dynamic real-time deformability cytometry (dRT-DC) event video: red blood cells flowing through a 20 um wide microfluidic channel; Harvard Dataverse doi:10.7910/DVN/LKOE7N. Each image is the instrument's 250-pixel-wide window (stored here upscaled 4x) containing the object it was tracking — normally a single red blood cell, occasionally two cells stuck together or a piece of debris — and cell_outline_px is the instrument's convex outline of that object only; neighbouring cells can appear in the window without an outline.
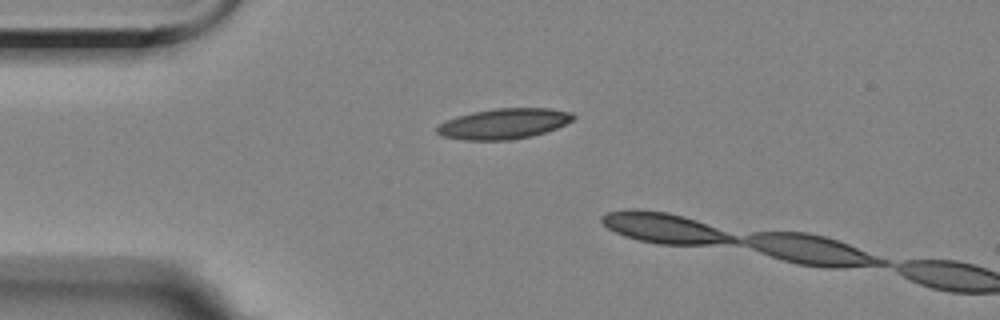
{"species": "Egyptian fruit bat (a non-hibernating species)", "species_latin": "Rousettus aegyptiacus", "temperature_condition": "room temperature", "stored_images_in_passage": 2, "camera_frame_rate_fps": 3000, "um_per_image_px": 0.085, "animal": {"sex": "female"}, "frame": {"image": 1, "passage_image": 1, "time_ms": 0.0, "image_size_px": [1000, 320], "cell_outline_px": [[576, 116], [572, 120], [556, 128], [532, 136], [508, 140], [464, 140], [444, 136], [436, 132], [436, 128], [440, 124], [456, 116], [472, 112], [492, 108], [552, 108], [572, 112]], "centroid_in_image_um": [42.84, 10.5], "position_along_channel_um": 42.2, "area_um2": 24.16}}